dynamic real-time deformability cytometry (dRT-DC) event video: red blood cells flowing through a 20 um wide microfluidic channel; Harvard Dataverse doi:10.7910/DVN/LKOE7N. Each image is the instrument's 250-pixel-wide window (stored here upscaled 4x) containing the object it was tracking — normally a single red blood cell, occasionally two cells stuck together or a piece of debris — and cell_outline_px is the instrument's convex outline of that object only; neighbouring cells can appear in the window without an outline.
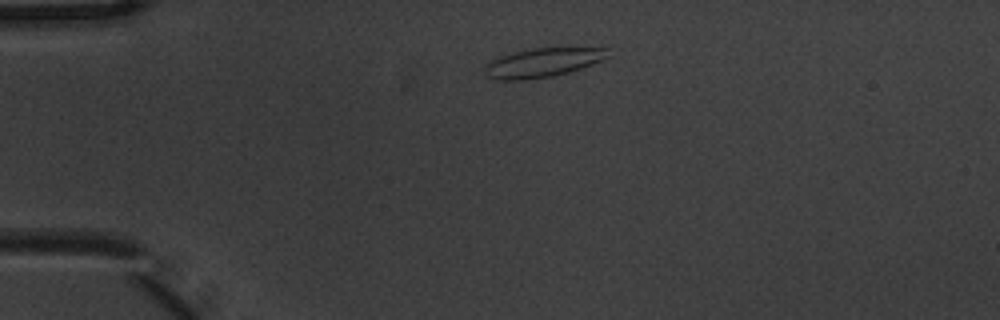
{"species": "common noctule bat (a hibernating species)", "species_latin": "Nyctalus noctula", "temperature_condition": "warm", "stored_images_in_passage": 2, "camera_frame_rate_fps": 3000, "um_per_image_px": 0.085, "animal": {"sex": "male", "body_mass_g": 20.1, "forearm_length_mm": 53.5}, "frame": {"image": 1, "passage_image": 1, "time_ms": 0.0, "image_size_px": [1000, 320], "cell_outline_px": [[608, 56], [600, 60], [580, 68], [568, 72], [552, 76], [524, 80], [496, 80], [488, 76], [484, 72], [484, 64], [500, 56], [512, 52], [532, 48], [608, 48]], "centroid_in_image_um": [46.04, 5.32], "position_along_channel_um": 39.0, "area_um2": 20.63}}